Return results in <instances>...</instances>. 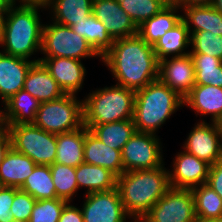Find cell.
<instances>
[{"label": "cell", "mask_w": 222, "mask_h": 222, "mask_svg": "<svg viewBox=\"0 0 222 222\" xmlns=\"http://www.w3.org/2000/svg\"><path fill=\"white\" fill-rule=\"evenodd\" d=\"M2 125L33 123L40 102L24 89L19 90L4 104Z\"/></svg>", "instance_id": "cell-21"}, {"label": "cell", "mask_w": 222, "mask_h": 222, "mask_svg": "<svg viewBox=\"0 0 222 222\" xmlns=\"http://www.w3.org/2000/svg\"><path fill=\"white\" fill-rule=\"evenodd\" d=\"M191 189L170 188L139 222H195Z\"/></svg>", "instance_id": "cell-10"}, {"label": "cell", "mask_w": 222, "mask_h": 222, "mask_svg": "<svg viewBox=\"0 0 222 222\" xmlns=\"http://www.w3.org/2000/svg\"><path fill=\"white\" fill-rule=\"evenodd\" d=\"M212 6L222 13V0H214Z\"/></svg>", "instance_id": "cell-46"}, {"label": "cell", "mask_w": 222, "mask_h": 222, "mask_svg": "<svg viewBox=\"0 0 222 222\" xmlns=\"http://www.w3.org/2000/svg\"><path fill=\"white\" fill-rule=\"evenodd\" d=\"M181 8L171 1L156 15L144 21L138 27V34L149 44L154 46L168 30H171L181 21V15L177 14Z\"/></svg>", "instance_id": "cell-22"}, {"label": "cell", "mask_w": 222, "mask_h": 222, "mask_svg": "<svg viewBox=\"0 0 222 222\" xmlns=\"http://www.w3.org/2000/svg\"><path fill=\"white\" fill-rule=\"evenodd\" d=\"M40 53L44 57L82 58L102 57L91 47L81 35L75 33L70 26L56 22L44 24Z\"/></svg>", "instance_id": "cell-8"}, {"label": "cell", "mask_w": 222, "mask_h": 222, "mask_svg": "<svg viewBox=\"0 0 222 222\" xmlns=\"http://www.w3.org/2000/svg\"><path fill=\"white\" fill-rule=\"evenodd\" d=\"M210 164L198 159L185 150L178 152L173 160V169L169 172V181L172 188L192 189L206 184Z\"/></svg>", "instance_id": "cell-14"}, {"label": "cell", "mask_w": 222, "mask_h": 222, "mask_svg": "<svg viewBox=\"0 0 222 222\" xmlns=\"http://www.w3.org/2000/svg\"><path fill=\"white\" fill-rule=\"evenodd\" d=\"M93 0H54L51 10L52 20L65 26H73L86 20L92 14Z\"/></svg>", "instance_id": "cell-29"}, {"label": "cell", "mask_w": 222, "mask_h": 222, "mask_svg": "<svg viewBox=\"0 0 222 222\" xmlns=\"http://www.w3.org/2000/svg\"><path fill=\"white\" fill-rule=\"evenodd\" d=\"M84 163L104 167L119 177L123 173L121 151L113 149L85 126Z\"/></svg>", "instance_id": "cell-18"}, {"label": "cell", "mask_w": 222, "mask_h": 222, "mask_svg": "<svg viewBox=\"0 0 222 222\" xmlns=\"http://www.w3.org/2000/svg\"><path fill=\"white\" fill-rule=\"evenodd\" d=\"M35 62L39 59L28 60L0 50V98L3 104L24 88L27 73Z\"/></svg>", "instance_id": "cell-17"}, {"label": "cell", "mask_w": 222, "mask_h": 222, "mask_svg": "<svg viewBox=\"0 0 222 222\" xmlns=\"http://www.w3.org/2000/svg\"><path fill=\"white\" fill-rule=\"evenodd\" d=\"M184 14L181 20L186 24L189 33L212 31L222 36V13L212 5L183 7Z\"/></svg>", "instance_id": "cell-25"}, {"label": "cell", "mask_w": 222, "mask_h": 222, "mask_svg": "<svg viewBox=\"0 0 222 222\" xmlns=\"http://www.w3.org/2000/svg\"><path fill=\"white\" fill-rule=\"evenodd\" d=\"M85 126L57 134L55 163L77 167L84 162Z\"/></svg>", "instance_id": "cell-26"}, {"label": "cell", "mask_w": 222, "mask_h": 222, "mask_svg": "<svg viewBox=\"0 0 222 222\" xmlns=\"http://www.w3.org/2000/svg\"><path fill=\"white\" fill-rule=\"evenodd\" d=\"M162 144L156 134L135 132L121 150L123 173L163 165Z\"/></svg>", "instance_id": "cell-9"}, {"label": "cell", "mask_w": 222, "mask_h": 222, "mask_svg": "<svg viewBox=\"0 0 222 222\" xmlns=\"http://www.w3.org/2000/svg\"><path fill=\"white\" fill-rule=\"evenodd\" d=\"M10 222H23V221H19V220L13 219Z\"/></svg>", "instance_id": "cell-51"}, {"label": "cell", "mask_w": 222, "mask_h": 222, "mask_svg": "<svg viewBox=\"0 0 222 222\" xmlns=\"http://www.w3.org/2000/svg\"><path fill=\"white\" fill-rule=\"evenodd\" d=\"M67 203L59 198L36 200L28 222H58Z\"/></svg>", "instance_id": "cell-37"}, {"label": "cell", "mask_w": 222, "mask_h": 222, "mask_svg": "<svg viewBox=\"0 0 222 222\" xmlns=\"http://www.w3.org/2000/svg\"><path fill=\"white\" fill-rule=\"evenodd\" d=\"M78 188H86L85 194L113 190L117 187V176L108 169L81 163L76 167Z\"/></svg>", "instance_id": "cell-24"}, {"label": "cell", "mask_w": 222, "mask_h": 222, "mask_svg": "<svg viewBox=\"0 0 222 222\" xmlns=\"http://www.w3.org/2000/svg\"><path fill=\"white\" fill-rule=\"evenodd\" d=\"M191 191L197 219L222 218V198L208 184L193 187Z\"/></svg>", "instance_id": "cell-32"}, {"label": "cell", "mask_w": 222, "mask_h": 222, "mask_svg": "<svg viewBox=\"0 0 222 222\" xmlns=\"http://www.w3.org/2000/svg\"><path fill=\"white\" fill-rule=\"evenodd\" d=\"M15 195V187L0 186V222H10L13 215L10 213Z\"/></svg>", "instance_id": "cell-39"}, {"label": "cell", "mask_w": 222, "mask_h": 222, "mask_svg": "<svg viewBox=\"0 0 222 222\" xmlns=\"http://www.w3.org/2000/svg\"><path fill=\"white\" fill-rule=\"evenodd\" d=\"M92 14L106 26L113 40L138 34V26L120 7L118 0H93Z\"/></svg>", "instance_id": "cell-15"}, {"label": "cell", "mask_w": 222, "mask_h": 222, "mask_svg": "<svg viewBox=\"0 0 222 222\" xmlns=\"http://www.w3.org/2000/svg\"><path fill=\"white\" fill-rule=\"evenodd\" d=\"M216 124L218 126V129L222 135V116L216 121Z\"/></svg>", "instance_id": "cell-48"}, {"label": "cell", "mask_w": 222, "mask_h": 222, "mask_svg": "<svg viewBox=\"0 0 222 222\" xmlns=\"http://www.w3.org/2000/svg\"><path fill=\"white\" fill-rule=\"evenodd\" d=\"M4 126L10 132L15 151L28 156L37 165L55 163L57 134L46 132L33 123Z\"/></svg>", "instance_id": "cell-7"}, {"label": "cell", "mask_w": 222, "mask_h": 222, "mask_svg": "<svg viewBox=\"0 0 222 222\" xmlns=\"http://www.w3.org/2000/svg\"><path fill=\"white\" fill-rule=\"evenodd\" d=\"M184 105L196 112V116L210 115L211 122L222 116V88L213 85L195 84L183 99Z\"/></svg>", "instance_id": "cell-19"}, {"label": "cell", "mask_w": 222, "mask_h": 222, "mask_svg": "<svg viewBox=\"0 0 222 222\" xmlns=\"http://www.w3.org/2000/svg\"><path fill=\"white\" fill-rule=\"evenodd\" d=\"M37 164L12 147L0 164V186L20 188Z\"/></svg>", "instance_id": "cell-23"}, {"label": "cell", "mask_w": 222, "mask_h": 222, "mask_svg": "<svg viewBox=\"0 0 222 222\" xmlns=\"http://www.w3.org/2000/svg\"><path fill=\"white\" fill-rule=\"evenodd\" d=\"M213 1L214 0H174L180 8L212 5Z\"/></svg>", "instance_id": "cell-44"}, {"label": "cell", "mask_w": 222, "mask_h": 222, "mask_svg": "<svg viewBox=\"0 0 222 222\" xmlns=\"http://www.w3.org/2000/svg\"><path fill=\"white\" fill-rule=\"evenodd\" d=\"M190 55L195 69V83L222 88V60L208 54Z\"/></svg>", "instance_id": "cell-33"}, {"label": "cell", "mask_w": 222, "mask_h": 222, "mask_svg": "<svg viewBox=\"0 0 222 222\" xmlns=\"http://www.w3.org/2000/svg\"><path fill=\"white\" fill-rule=\"evenodd\" d=\"M206 184L222 198V159L210 166Z\"/></svg>", "instance_id": "cell-40"}, {"label": "cell", "mask_w": 222, "mask_h": 222, "mask_svg": "<svg viewBox=\"0 0 222 222\" xmlns=\"http://www.w3.org/2000/svg\"><path fill=\"white\" fill-rule=\"evenodd\" d=\"M13 0H0V14H5Z\"/></svg>", "instance_id": "cell-45"}, {"label": "cell", "mask_w": 222, "mask_h": 222, "mask_svg": "<svg viewBox=\"0 0 222 222\" xmlns=\"http://www.w3.org/2000/svg\"><path fill=\"white\" fill-rule=\"evenodd\" d=\"M2 110L3 109L0 108V123H2Z\"/></svg>", "instance_id": "cell-50"}, {"label": "cell", "mask_w": 222, "mask_h": 222, "mask_svg": "<svg viewBox=\"0 0 222 222\" xmlns=\"http://www.w3.org/2000/svg\"><path fill=\"white\" fill-rule=\"evenodd\" d=\"M58 222H84L81 208H77L68 202L62 210Z\"/></svg>", "instance_id": "cell-41"}, {"label": "cell", "mask_w": 222, "mask_h": 222, "mask_svg": "<svg viewBox=\"0 0 222 222\" xmlns=\"http://www.w3.org/2000/svg\"><path fill=\"white\" fill-rule=\"evenodd\" d=\"M120 7L139 27L144 21L156 15L170 0H118Z\"/></svg>", "instance_id": "cell-35"}, {"label": "cell", "mask_w": 222, "mask_h": 222, "mask_svg": "<svg viewBox=\"0 0 222 222\" xmlns=\"http://www.w3.org/2000/svg\"><path fill=\"white\" fill-rule=\"evenodd\" d=\"M190 33L186 24L181 20L171 30H168L153 46L157 59L175 56H185L190 51H185L190 46Z\"/></svg>", "instance_id": "cell-27"}, {"label": "cell", "mask_w": 222, "mask_h": 222, "mask_svg": "<svg viewBox=\"0 0 222 222\" xmlns=\"http://www.w3.org/2000/svg\"><path fill=\"white\" fill-rule=\"evenodd\" d=\"M35 202L36 199L34 197L15 187V195L10 213L16 220L28 222Z\"/></svg>", "instance_id": "cell-38"}, {"label": "cell", "mask_w": 222, "mask_h": 222, "mask_svg": "<svg viewBox=\"0 0 222 222\" xmlns=\"http://www.w3.org/2000/svg\"><path fill=\"white\" fill-rule=\"evenodd\" d=\"M40 62L49 70L64 94L78 95L82 89L86 69L80 60L66 57H42Z\"/></svg>", "instance_id": "cell-16"}, {"label": "cell", "mask_w": 222, "mask_h": 222, "mask_svg": "<svg viewBox=\"0 0 222 222\" xmlns=\"http://www.w3.org/2000/svg\"><path fill=\"white\" fill-rule=\"evenodd\" d=\"M84 222H126L131 217L125 212L118 188L85 194L81 208Z\"/></svg>", "instance_id": "cell-11"}, {"label": "cell", "mask_w": 222, "mask_h": 222, "mask_svg": "<svg viewBox=\"0 0 222 222\" xmlns=\"http://www.w3.org/2000/svg\"><path fill=\"white\" fill-rule=\"evenodd\" d=\"M101 60L118 81L116 85L135 92L158 79L159 60L153 46L139 34L114 39Z\"/></svg>", "instance_id": "cell-1"}, {"label": "cell", "mask_w": 222, "mask_h": 222, "mask_svg": "<svg viewBox=\"0 0 222 222\" xmlns=\"http://www.w3.org/2000/svg\"><path fill=\"white\" fill-rule=\"evenodd\" d=\"M158 79L184 99L196 84L191 55L161 59Z\"/></svg>", "instance_id": "cell-13"}, {"label": "cell", "mask_w": 222, "mask_h": 222, "mask_svg": "<svg viewBox=\"0 0 222 222\" xmlns=\"http://www.w3.org/2000/svg\"><path fill=\"white\" fill-rule=\"evenodd\" d=\"M190 54H208L222 60V36L212 31L192 32Z\"/></svg>", "instance_id": "cell-36"}, {"label": "cell", "mask_w": 222, "mask_h": 222, "mask_svg": "<svg viewBox=\"0 0 222 222\" xmlns=\"http://www.w3.org/2000/svg\"><path fill=\"white\" fill-rule=\"evenodd\" d=\"M11 135L6 126H0V164L3 162V159L6 153L11 148Z\"/></svg>", "instance_id": "cell-42"}, {"label": "cell", "mask_w": 222, "mask_h": 222, "mask_svg": "<svg viewBox=\"0 0 222 222\" xmlns=\"http://www.w3.org/2000/svg\"><path fill=\"white\" fill-rule=\"evenodd\" d=\"M84 126H86L93 134H95L102 143L120 151L124 147L125 143L136 132L133 119L104 123L101 125Z\"/></svg>", "instance_id": "cell-28"}, {"label": "cell", "mask_w": 222, "mask_h": 222, "mask_svg": "<svg viewBox=\"0 0 222 222\" xmlns=\"http://www.w3.org/2000/svg\"><path fill=\"white\" fill-rule=\"evenodd\" d=\"M3 16L4 14H0V41H1V36H2Z\"/></svg>", "instance_id": "cell-49"}, {"label": "cell", "mask_w": 222, "mask_h": 222, "mask_svg": "<svg viewBox=\"0 0 222 222\" xmlns=\"http://www.w3.org/2000/svg\"><path fill=\"white\" fill-rule=\"evenodd\" d=\"M17 2V0H13ZM20 5L48 10L54 0H18Z\"/></svg>", "instance_id": "cell-43"}, {"label": "cell", "mask_w": 222, "mask_h": 222, "mask_svg": "<svg viewBox=\"0 0 222 222\" xmlns=\"http://www.w3.org/2000/svg\"><path fill=\"white\" fill-rule=\"evenodd\" d=\"M39 10V11H38ZM40 9L12 2L3 16L1 51L28 59L41 51L43 23Z\"/></svg>", "instance_id": "cell-3"}, {"label": "cell", "mask_w": 222, "mask_h": 222, "mask_svg": "<svg viewBox=\"0 0 222 222\" xmlns=\"http://www.w3.org/2000/svg\"><path fill=\"white\" fill-rule=\"evenodd\" d=\"M183 150L198 159L214 165L222 159V135L216 122L207 123L200 120L195 123L183 144Z\"/></svg>", "instance_id": "cell-12"}, {"label": "cell", "mask_w": 222, "mask_h": 222, "mask_svg": "<svg viewBox=\"0 0 222 222\" xmlns=\"http://www.w3.org/2000/svg\"><path fill=\"white\" fill-rule=\"evenodd\" d=\"M168 171L163 164L155 169L124 172L117 177L123 207L133 222H139L171 188Z\"/></svg>", "instance_id": "cell-2"}, {"label": "cell", "mask_w": 222, "mask_h": 222, "mask_svg": "<svg viewBox=\"0 0 222 222\" xmlns=\"http://www.w3.org/2000/svg\"><path fill=\"white\" fill-rule=\"evenodd\" d=\"M77 98L73 94H64L57 100L40 103L33 124L54 134L83 127V100Z\"/></svg>", "instance_id": "cell-6"}, {"label": "cell", "mask_w": 222, "mask_h": 222, "mask_svg": "<svg viewBox=\"0 0 222 222\" xmlns=\"http://www.w3.org/2000/svg\"><path fill=\"white\" fill-rule=\"evenodd\" d=\"M52 181L56 189L57 198L72 202V198L79 190L76 180V167L59 163L50 165Z\"/></svg>", "instance_id": "cell-34"}, {"label": "cell", "mask_w": 222, "mask_h": 222, "mask_svg": "<svg viewBox=\"0 0 222 222\" xmlns=\"http://www.w3.org/2000/svg\"><path fill=\"white\" fill-rule=\"evenodd\" d=\"M91 92L83 99L84 125L133 119L135 91L132 89L115 84Z\"/></svg>", "instance_id": "cell-5"}, {"label": "cell", "mask_w": 222, "mask_h": 222, "mask_svg": "<svg viewBox=\"0 0 222 222\" xmlns=\"http://www.w3.org/2000/svg\"><path fill=\"white\" fill-rule=\"evenodd\" d=\"M71 29L81 35L91 47L102 57L113 45L114 40L108 34L106 26L91 14L73 26Z\"/></svg>", "instance_id": "cell-30"}, {"label": "cell", "mask_w": 222, "mask_h": 222, "mask_svg": "<svg viewBox=\"0 0 222 222\" xmlns=\"http://www.w3.org/2000/svg\"><path fill=\"white\" fill-rule=\"evenodd\" d=\"M23 89L30 93L40 103L57 100L64 95L57 81L40 61L35 62L30 67Z\"/></svg>", "instance_id": "cell-20"}, {"label": "cell", "mask_w": 222, "mask_h": 222, "mask_svg": "<svg viewBox=\"0 0 222 222\" xmlns=\"http://www.w3.org/2000/svg\"><path fill=\"white\" fill-rule=\"evenodd\" d=\"M19 189L30 194L36 200L57 198L49 165H36Z\"/></svg>", "instance_id": "cell-31"}, {"label": "cell", "mask_w": 222, "mask_h": 222, "mask_svg": "<svg viewBox=\"0 0 222 222\" xmlns=\"http://www.w3.org/2000/svg\"><path fill=\"white\" fill-rule=\"evenodd\" d=\"M181 98L159 79L135 92L133 122L137 132L156 134L180 107Z\"/></svg>", "instance_id": "cell-4"}, {"label": "cell", "mask_w": 222, "mask_h": 222, "mask_svg": "<svg viewBox=\"0 0 222 222\" xmlns=\"http://www.w3.org/2000/svg\"><path fill=\"white\" fill-rule=\"evenodd\" d=\"M195 222H222V218L197 219Z\"/></svg>", "instance_id": "cell-47"}]
</instances>
